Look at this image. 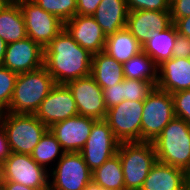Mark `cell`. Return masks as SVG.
<instances>
[{
	"label": "cell",
	"instance_id": "2e32d148",
	"mask_svg": "<svg viewBox=\"0 0 190 190\" xmlns=\"http://www.w3.org/2000/svg\"><path fill=\"white\" fill-rule=\"evenodd\" d=\"M74 41L91 54L104 51L106 35L92 16L75 15L64 23Z\"/></svg>",
	"mask_w": 190,
	"mask_h": 190
},
{
	"label": "cell",
	"instance_id": "ac0fdd59",
	"mask_svg": "<svg viewBox=\"0 0 190 190\" xmlns=\"http://www.w3.org/2000/svg\"><path fill=\"white\" fill-rule=\"evenodd\" d=\"M156 87L170 94L190 89V59L172 57L158 65Z\"/></svg>",
	"mask_w": 190,
	"mask_h": 190
},
{
	"label": "cell",
	"instance_id": "ba28073f",
	"mask_svg": "<svg viewBox=\"0 0 190 190\" xmlns=\"http://www.w3.org/2000/svg\"><path fill=\"white\" fill-rule=\"evenodd\" d=\"M3 181L36 189H49V171L36 163L31 155L11 152L2 162Z\"/></svg>",
	"mask_w": 190,
	"mask_h": 190
},
{
	"label": "cell",
	"instance_id": "1f68e13d",
	"mask_svg": "<svg viewBox=\"0 0 190 190\" xmlns=\"http://www.w3.org/2000/svg\"><path fill=\"white\" fill-rule=\"evenodd\" d=\"M171 0H126L128 11H170Z\"/></svg>",
	"mask_w": 190,
	"mask_h": 190
},
{
	"label": "cell",
	"instance_id": "f546056e",
	"mask_svg": "<svg viewBox=\"0 0 190 190\" xmlns=\"http://www.w3.org/2000/svg\"><path fill=\"white\" fill-rule=\"evenodd\" d=\"M17 73L0 66V113L5 112L13 95Z\"/></svg>",
	"mask_w": 190,
	"mask_h": 190
},
{
	"label": "cell",
	"instance_id": "ffe728a7",
	"mask_svg": "<svg viewBox=\"0 0 190 190\" xmlns=\"http://www.w3.org/2000/svg\"><path fill=\"white\" fill-rule=\"evenodd\" d=\"M128 12L126 0H102L92 17L108 37L126 28Z\"/></svg>",
	"mask_w": 190,
	"mask_h": 190
},
{
	"label": "cell",
	"instance_id": "4fadbf2b",
	"mask_svg": "<svg viewBox=\"0 0 190 190\" xmlns=\"http://www.w3.org/2000/svg\"><path fill=\"white\" fill-rule=\"evenodd\" d=\"M34 115L48 128L78 115L76 102L66 84H55Z\"/></svg>",
	"mask_w": 190,
	"mask_h": 190
},
{
	"label": "cell",
	"instance_id": "8992f818",
	"mask_svg": "<svg viewBox=\"0 0 190 190\" xmlns=\"http://www.w3.org/2000/svg\"><path fill=\"white\" fill-rule=\"evenodd\" d=\"M173 118L175 114L171 94L155 87L143 101L141 141L154 142Z\"/></svg>",
	"mask_w": 190,
	"mask_h": 190
},
{
	"label": "cell",
	"instance_id": "f35d334b",
	"mask_svg": "<svg viewBox=\"0 0 190 190\" xmlns=\"http://www.w3.org/2000/svg\"><path fill=\"white\" fill-rule=\"evenodd\" d=\"M2 190H50V189L30 188L16 182L3 181Z\"/></svg>",
	"mask_w": 190,
	"mask_h": 190
},
{
	"label": "cell",
	"instance_id": "60d3db41",
	"mask_svg": "<svg viewBox=\"0 0 190 190\" xmlns=\"http://www.w3.org/2000/svg\"><path fill=\"white\" fill-rule=\"evenodd\" d=\"M84 190H105L103 189L100 185L94 183L93 181H91Z\"/></svg>",
	"mask_w": 190,
	"mask_h": 190
},
{
	"label": "cell",
	"instance_id": "9a60e30c",
	"mask_svg": "<svg viewBox=\"0 0 190 190\" xmlns=\"http://www.w3.org/2000/svg\"><path fill=\"white\" fill-rule=\"evenodd\" d=\"M95 121L93 118L76 115L53 124L49 131L65 152H80L89 138Z\"/></svg>",
	"mask_w": 190,
	"mask_h": 190
},
{
	"label": "cell",
	"instance_id": "44dd1931",
	"mask_svg": "<svg viewBox=\"0 0 190 190\" xmlns=\"http://www.w3.org/2000/svg\"><path fill=\"white\" fill-rule=\"evenodd\" d=\"M90 75L102 89L109 88L124 80L123 64L101 51L92 56Z\"/></svg>",
	"mask_w": 190,
	"mask_h": 190
},
{
	"label": "cell",
	"instance_id": "603a6c76",
	"mask_svg": "<svg viewBox=\"0 0 190 190\" xmlns=\"http://www.w3.org/2000/svg\"><path fill=\"white\" fill-rule=\"evenodd\" d=\"M27 37L25 20L19 3H8L0 13V38L6 44L20 41Z\"/></svg>",
	"mask_w": 190,
	"mask_h": 190
},
{
	"label": "cell",
	"instance_id": "83f0119b",
	"mask_svg": "<svg viewBox=\"0 0 190 190\" xmlns=\"http://www.w3.org/2000/svg\"><path fill=\"white\" fill-rule=\"evenodd\" d=\"M46 12L55 15L63 23L76 15L77 0H32Z\"/></svg>",
	"mask_w": 190,
	"mask_h": 190
},
{
	"label": "cell",
	"instance_id": "4316f807",
	"mask_svg": "<svg viewBox=\"0 0 190 190\" xmlns=\"http://www.w3.org/2000/svg\"><path fill=\"white\" fill-rule=\"evenodd\" d=\"M64 154L65 151L62 149L61 144L48 130L33 149L31 157L46 170H50L52 167L50 166L49 169H47V165L49 166V163L54 162L57 157H59V160Z\"/></svg>",
	"mask_w": 190,
	"mask_h": 190
},
{
	"label": "cell",
	"instance_id": "30bf717a",
	"mask_svg": "<svg viewBox=\"0 0 190 190\" xmlns=\"http://www.w3.org/2000/svg\"><path fill=\"white\" fill-rule=\"evenodd\" d=\"M143 101L124 100L107 109L105 120L120 142L141 141Z\"/></svg>",
	"mask_w": 190,
	"mask_h": 190
},
{
	"label": "cell",
	"instance_id": "f6af8a7d",
	"mask_svg": "<svg viewBox=\"0 0 190 190\" xmlns=\"http://www.w3.org/2000/svg\"><path fill=\"white\" fill-rule=\"evenodd\" d=\"M3 178H0V190H2Z\"/></svg>",
	"mask_w": 190,
	"mask_h": 190
},
{
	"label": "cell",
	"instance_id": "b9f144b4",
	"mask_svg": "<svg viewBox=\"0 0 190 190\" xmlns=\"http://www.w3.org/2000/svg\"><path fill=\"white\" fill-rule=\"evenodd\" d=\"M8 2L6 0H0V13L7 6Z\"/></svg>",
	"mask_w": 190,
	"mask_h": 190
},
{
	"label": "cell",
	"instance_id": "d4e9b609",
	"mask_svg": "<svg viewBox=\"0 0 190 190\" xmlns=\"http://www.w3.org/2000/svg\"><path fill=\"white\" fill-rule=\"evenodd\" d=\"M92 181L105 190H125L124 174L118 154L92 171Z\"/></svg>",
	"mask_w": 190,
	"mask_h": 190
},
{
	"label": "cell",
	"instance_id": "7bdbcfd3",
	"mask_svg": "<svg viewBox=\"0 0 190 190\" xmlns=\"http://www.w3.org/2000/svg\"><path fill=\"white\" fill-rule=\"evenodd\" d=\"M185 172H186L187 180H188V182L190 184V165H189V168Z\"/></svg>",
	"mask_w": 190,
	"mask_h": 190
},
{
	"label": "cell",
	"instance_id": "ee69618b",
	"mask_svg": "<svg viewBox=\"0 0 190 190\" xmlns=\"http://www.w3.org/2000/svg\"><path fill=\"white\" fill-rule=\"evenodd\" d=\"M2 171H3V167H2V162L0 161V178H2Z\"/></svg>",
	"mask_w": 190,
	"mask_h": 190
},
{
	"label": "cell",
	"instance_id": "7402d4cb",
	"mask_svg": "<svg viewBox=\"0 0 190 190\" xmlns=\"http://www.w3.org/2000/svg\"><path fill=\"white\" fill-rule=\"evenodd\" d=\"M177 30L172 23L165 30H157L149 34L142 50L157 64L173 57V47L177 37Z\"/></svg>",
	"mask_w": 190,
	"mask_h": 190
},
{
	"label": "cell",
	"instance_id": "d6a6232c",
	"mask_svg": "<svg viewBox=\"0 0 190 190\" xmlns=\"http://www.w3.org/2000/svg\"><path fill=\"white\" fill-rule=\"evenodd\" d=\"M102 91H103V99L107 109L124 101L122 82L109 88H103Z\"/></svg>",
	"mask_w": 190,
	"mask_h": 190
},
{
	"label": "cell",
	"instance_id": "74e56055",
	"mask_svg": "<svg viewBox=\"0 0 190 190\" xmlns=\"http://www.w3.org/2000/svg\"><path fill=\"white\" fill-rule=\"evenodd\" d=\"M11 153L7 142L6 133L3 126L0 124V161L3 162Z\"/></svg>",
	"mask_w": 190,
	"mask_h": 190
},
{
	"label": "cell",
	"instance_id": "f1b7e54d",
	"mask_svg": "<svg viewBox=\"0 0 190 190\" xmlns=\"http://www.w3.org/2000/svg\"><path fill=\"white\" fill-rule=\"evenodd\" d=\"M124 100L144 101L156 85L151 81L124 78L122 81Z\"/></svg>",
	"mask_w": 190,
	"mask_h": 190
},
{
	"label": "cell",
	"instance_id": "bcb514c9",
	"mask_svg": "<svg viewBox=\"0 0 190 190\" xmlns=\"http://www.w3.org/2000/svg\"><path fill=\"white\" fill-rule=\"evenodd\" d=\"M8 3H14L17 2L18 0H6Z\"/></svg>",
	"mask_w": 190,
	"mask_h": 190
},
{
	"label": "cell",
	"instance_id": "4dcf8cb0",
	"mask_svg": "<svg viewBox=\"0 0 190 190\" xmlns=\"http://www.w3.org/2000/svg\"><path fill=\"white\" fill-rule=\"evenodd\" d=\"M175 117L183 119L190 125V89L171 94Z\"/></svg>",
	"mask_w": 190,
	"mask_h": 190
},
{
	"label": "cell",
	"instance_id": "7c38bea8",
	"mask_svg": "<svg viewBox=\"0 0 190 190\" xmlns=\"http://www.w3.org/2000/svg\"><path fill=\"white\" fill-rule=\"evenodd\" d=\"M76 102L78 115L102 120L106 118L107 108L102 88L91 75L66 83Z\"/></svg>",
	"mask_w": 190,
	"mask_h": 190
},
{
	"label": "cell",
	"instance_id": "d6986e66",
	"mask_svg": "<svg viewBox=\"0 0 190 190\" xmlns=\"http://www.w3.org/2000/svg\"><path fill=\"white\" fill-rule=\"evenodd\" d=\"M189 186L184 170L157 161L140 190H186Z\"/></svg>",
	"mask_w": 190,
	"mask_h": 190
},
{
	"label": "cell",
	"instance_id": "8d00e7d4",
	"mask_svg": "<svg viewBox=\"0 0 190 190\" xmlns=\"http://www.w3.org/2000/svg\"><path fill=\"white\" fill-rule=\"evenodd\" d=\"M177 30V33L190 38V16L175 19L172 22Z\"/></svg>",
	"mask_w": 190,
	"mask_h": 190
},
{
	"label": "cell",
	"instance_id": "7a4b0ae2",
	"mask_svg": "<svg viewBox=\"0 0 190 190\" xmlns=\"http://www.w3.org/2000/svg\"><path fill=\"white\" fill-rule=\"evenodd\" d=\"M55 84L44 66L18 74L10 105L5 112L34 114Z\"/></svg>",
	"mask_w": 190,
	"mask_h": 190
},
{
	"label": "cell",
	"instance_id": "6da1fadb",
	"mask_svg": "<svg viewBox=\"0 0 190 190\" xmlns=\"http://www.w3.org/2000/svg\"><path fill=\"white\" fill-rule=\"evenodd\" d=\"M92 56L64 28L44 48V67L56 84H66L91 74Z\"/></svg>",
	"mask_w": 190,
	"mask_h": 190
},
{
	"label": "cell",
	"instance_id": "3957f363",
	"mask_svg": "<svg viewBox=\"0 0 190 190\" xmlns=\"http://www.w3.org/2000/svg\"><path fill=\"white\" fill-rule=\"evenodd\" d=\"M157 161L186 171L190 165V125L175 117L153 142Z\"/></svg>",
	"mask_w": 190,
	"mask_h": 190
},
{
	"label": "cell",
	"instance_id": "52a82bcc",
	"mask_svg": "<svg viewBox=\"0 0 190 190\" xmlns=\"http://www.w3.org/2000/svg\"><path fill=\"white\" fill-rule=\"evenodd\" d=\"M50 176L53 177L49 180L50 190H84L92 181V171L80 152H65L50 170Z\"/></svg>",
	"mask_w": 190,
	"mask_h": 190
},
{
	"label": "cell",
	"instance_id": "9c48e42d",
	"mask_svg": "<svg viewBox=\"0 0 190 190\" xmlns=\"http://www.w3.org/2000/svg\"><path fill=\"white\" fill-rule=\"evenodd\" d=\"M23 13L27 37L45 48L63 29L64 23L32 0H18Z\"/></svg>",
	"mask_w": 190,
	"mask_h": 190
},
{
	"label": "cell",
	"instance_id": "e575fe53",
	"mask_svg": "<svg viewBox=\"0 0 190 190\" xmlns=\"http://www.w3.org/2000/svg\"><path fill=\"white\" fill-rule=\"evenodd\" d=\"M173 57L189 58L190 57V38L177 34L173 47Z\"/></svg>",
	"mask_w": 190,
	"mask_h": 190
},
{
	"label": "cell",
	"instance_id": "8fae6325",
	"mask_svg": "<svg viewBox=\"0 0 190 190\" xmlns=\"http://www.w3.org/2000/svg\"><path fill=\"white\" fill-rule=\"evenodd\" d=\"M119 145L120 141L113 134L107 121L105 119L96 120L80 154L89 169L94 171L117 154Z\"/></svg>",
	"mask_w": 190,
	"mask_h": 190
},
{
	"label": "cell",
	"instance_id": "d590c367",
	"mask_svg": "<svg viewBox=\"0 0 190 190\" xmlns=\"http://www.w3.org/2000/svg\"><path fill=\"white\" fill-rule=\"evenodd\" d=\"M102 0H77L76 15L92 16Z\"/></svg>",
	"mask_w": 190,
	"mask_h": 190
},
{
	"label": "cell",
	"instance_id": "836d02e7",
	"mask_svg": "<svg viewBox=\"0 0 190 190\" xmlns=\"http://www.w3.org/2000/svg\"><path fill=\"white\" fill-rule=\"evenodd\" d=\"M171 21L190 16V0H171L170 2Z\"/></svg>",
	"mask_w": 190,
	"mask_h": 190
},
{
	"label": "cell",
	"instance_id": "e0dca14e",
	"mask_svg": "<svg viewBox=\"0 0 190 190\" xmlns=\"http://www.w3.org/2000/svg\"><path fill=\"white\" fill-rule=\"evenodd\" d=\"M171 24L170 11L136 10L128 12L126 29L143 46L150 33L165 30Z\"/></svg>",
	"mask_w": 190,
	"mask_h": 190
},
{
	"label": "cell",
	"instance_id": "5bb4252c",
	"mask_svg": "<svg viewBox=\"0 0 190 190\" xmlns=\"http://www.w3.org/2000/svg\"><path fill=\"white\" fill-rule=\"evenodd\" d=\"M17 74L44 66V48L31 38L7 44L3 65Z\"/></svg>",
	"mask_w": 190,
	"mask_h": 190
},
{
	"label": "cell",
	"instance_id": "5b68a950",
	"mask_svg": "<svg viewBox=\"0 0 190 190\" xmlns=\"http://www.w3.org/2000/svg\"><path fill=\"white\" fill-rule=\"evenodd\" d=\"M0 124L6 133L10 151L29 155L49 130L34 114L1 112Z\"/></svg>",
	"mask_w": 190,
	"mask_h": 190
},
{
	"label": "cell",
	"instance_id": "cb8c5ba5",
	"mask_svg": "<svg viewBox=\"0 0 190 190\" xmlns=\"http://www.w3.org/2000/svg\"><path fill=\"white\" fill-rule=\"evenodd\" d=\"M141 51L142 45L126 28L108 36L104 47L105 53L122 64Z\"/></svg>",
	"mask_w": 190,
	"mask_h": 190
},
{
	"label": "cell",
	"instance_id": "277c9868",
	"mask_svg": "<svg viewBox=\"0 0 190 190\" xmlns=\"http://www.w3.org/2000/svg\"><path fill=\"white\" fill-rule=\"evenodd\" d=\"M117 154L123 169L125 190H140L157 162L153 142H120Z\"/></svg>",
	"mask_w": 190,
	"mask_h": 190
},
{
	"label": "cell",
	"instance_id": "484cf974",
	"mask_svg": "<svg viewBox=\"0 0 190 190\" xmlns=\"http://www.w3.org/2000/svg\"><path fill=\"white\" fill-rule=\"evenodd\" d=\"M124 78L158 82V65L142 50L123 63Z\"/></svg>",
	"mask_w": 190,
	"mask_h": 190
},
{
	"label": "cell",
	"instance_id": "ab89813d",
	"mask_svg": "<svg viewBox=\"0 0 190 190\" xmlns=\"http://www.w3.org/2000/svg\"><path fill=\"white\" fill-rule=\"evenodd\" d=\"M7 44L0 38V66L3 65Z\"/></svg>",
	"mask_w": 190,
	"mask_h": 190
}]
</instances>
